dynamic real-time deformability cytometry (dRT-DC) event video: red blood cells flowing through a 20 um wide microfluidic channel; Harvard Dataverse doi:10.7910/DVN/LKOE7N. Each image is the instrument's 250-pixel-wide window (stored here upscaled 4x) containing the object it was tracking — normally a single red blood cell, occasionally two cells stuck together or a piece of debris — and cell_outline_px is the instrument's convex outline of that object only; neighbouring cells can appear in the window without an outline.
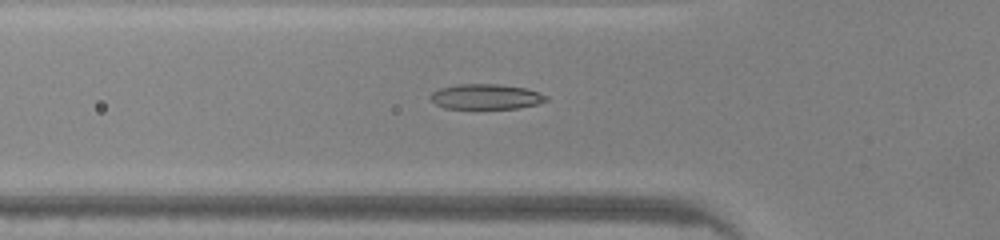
{"species": "common noctule bat (a hibernating species)", "species_latin": "Nyctalus noctula", "temperature_condition": "warm", "stored_images_in_passage": 36, "camera_frame_rate_fps": 3000, "um_per_image_px": 0.085, "animal": {"sex": "male", "body_mass_g": 20.0, "forearm_length_mm": 53.3}, "frame": {"image": 1, "passage_image": 4, "time_ms": 1.0, "image_size_px": [1000, 240], "cell_outline_px": [[548, 100], [536, 104], [520, 108], [444, 108], [436, 104], [428, 96], [432, 92], [440, 88], [456, 84], [496, 84], [524, 88], [548, 96]], "centroid_in_image_um": [41.27, 8.21], "position_along_channel_um": 84.5, "area_um2": 16.82}}
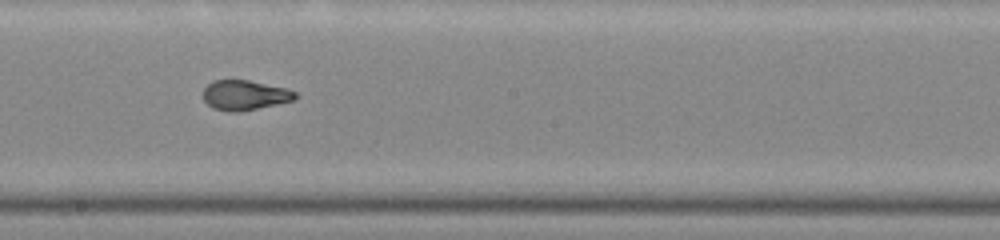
{"frame": {"image": 2, "passage_image": 14, "time_ms": 4.333, "image_size_px": [1000, 240], "cell_outline_px": [[296, 96], [292, 100], [276, 104], [240, 112], [228, 112], [212, 108], [204, 100], [204, 88], [212, 80], [248, 80], [288, 88], [296, 92]], "centroid_in_image_um": [20.78, 8.09], "position_along_channel_um": 227.4, "area_um2": 16.01}}
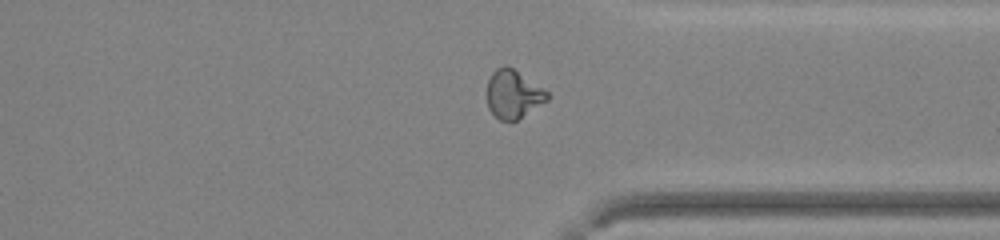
{"frame": {"image": 3, "passage_image": 24, "time_ms": 7.667, "image_size_px": [1000, 240], "cell_outline_px": [[548, 100], [516, 120], [500, 120], [488, 108], [488, 80], [492, 72], [496, 68], [512, 68], [548, 92]], "centroid_in_image_um": [43.62, 8.02], "position_along_channel_um": 367.8, "area_um2": 16.3}, "authors_computed_cell_mechanics": {"area_um2": 16.7042, "velocity_mm_per_s": 4.2808, "shape_relaxation_time_tau1_ms": 7.4427, "shape_relaxation_time_tau2_ms": 1.1171, "deformation_change_tau1": 0.2869, "deformation_change_tau2": 0.07}}